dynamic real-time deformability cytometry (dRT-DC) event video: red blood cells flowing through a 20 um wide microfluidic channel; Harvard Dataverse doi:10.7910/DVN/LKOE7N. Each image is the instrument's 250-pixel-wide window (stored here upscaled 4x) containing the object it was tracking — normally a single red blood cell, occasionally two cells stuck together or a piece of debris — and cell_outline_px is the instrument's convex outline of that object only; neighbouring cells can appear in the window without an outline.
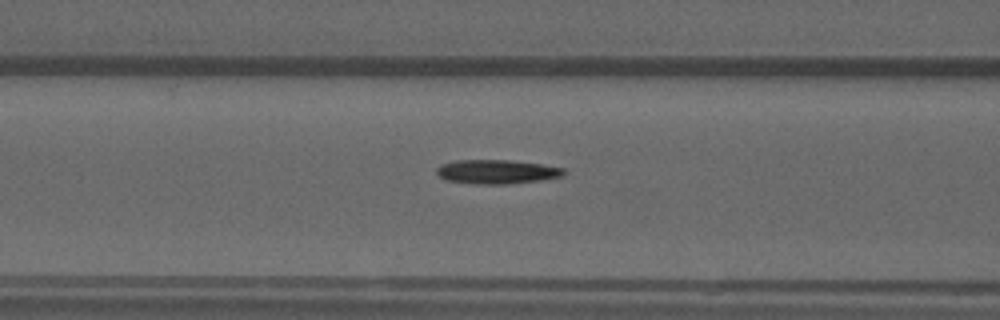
{"species": "common noctule bat (a hibernating species)", "species_latin": "Nyctalus noctula", "temperature_condition": "warm", "stored_images_in_passage": 38, "camera_frame_rate_fps": 3000, "um_per_image_px": 0.085, "animal": {"sex": "male", "forearm_length_mm": 52.5}, "frame": {"image": 1, "passage_image": 21, "time_ms": 6.667, "image_size_px": [1000, 320], "cell_outline_px": [[564, 172], [560, 176], [540, 180], [504, 184], [476, 184], [444, 180], [436, 172], [436, 168], [440, 164], [456, 160], [512, 160], [544, 164], [564, 168]], "centroid_in_image_um": [42.18, 14.59], "position_along_channel_um": 124.4, "area_um2": 17.86}}
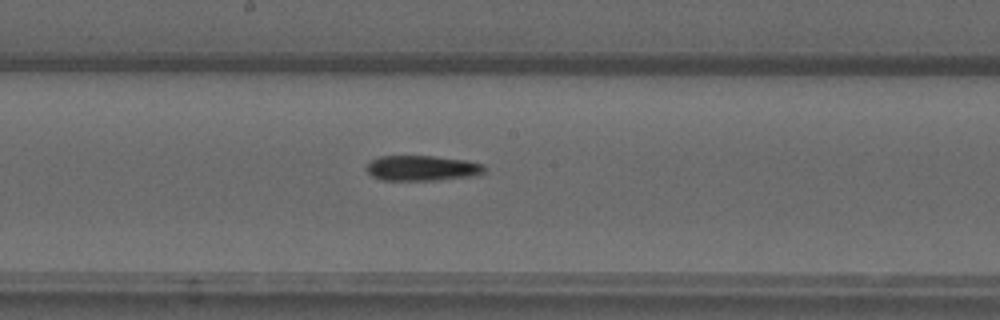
{"frame": {"image": 2, "passage_image": 28, "time_ms": 9.0, "image_size_px": [1000, 320], "cell_outline_px": [[484, 172], [476, 176], [436, 180], [384, 180], [372, 176], [364, 168], [368, 160], [380, 156], [436, 156], [468, 160], [484, 164]], "centroid_in_image_um": [35.86, 14.28], "position_along_channel_um": 212.3, "area_um2": 17.69}}
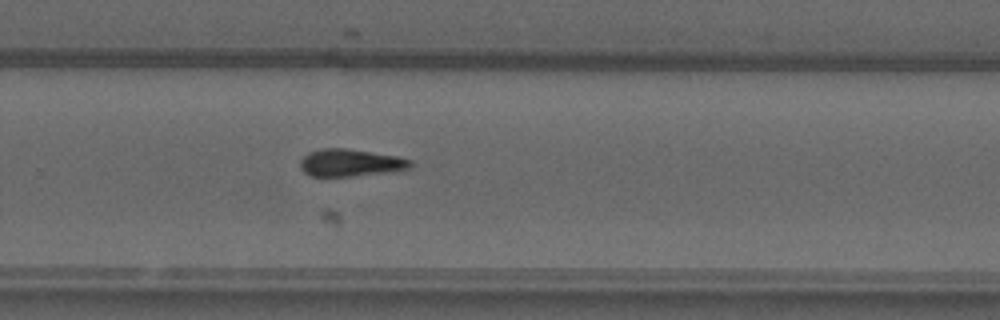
{"frame": {"image": 3, "passage_image": 35, "time_ms": 11.333, "image_size_px": [1000, 320], "cell_outline_px": [[412, 168], [392, 172], [352, 176], [312, 176], [304, 172], [300, 168], [300, 160], [308, 152], [320, 148], [344, 148], [396, 156], [412, 160]], "centroid_in_image_um": [29.79, 13.84], "position_along_channel_um": 300.0, "area_um2": 17.63}}